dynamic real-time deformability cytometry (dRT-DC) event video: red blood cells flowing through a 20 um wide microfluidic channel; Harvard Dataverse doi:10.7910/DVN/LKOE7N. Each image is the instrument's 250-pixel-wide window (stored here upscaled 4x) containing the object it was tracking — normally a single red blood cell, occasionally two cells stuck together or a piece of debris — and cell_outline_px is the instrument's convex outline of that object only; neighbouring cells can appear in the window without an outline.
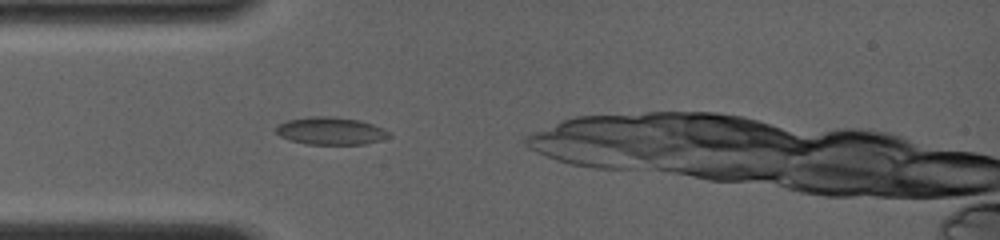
{"species": "common noctule bat (a hibernating species)", "species_latin": "Nyctalus noctula", "temperature_condition": "room temperature", "stored_images_in_passage": 18, "segment_of_instrument_passage": [1, 2], "camera_frame_rate_fps": 4000, "um_per_image_px": 0.085, "animal": {"sex": "female", "body_mass_g": 19.0, "forearm_length_mm": 56.7}, "frame": {"image": 1, "passage_image": 3, "time_ms": 1.25, "image_size_px": [1000, 240], "cell_outline_px": [[392, 136], [380, 140], [364, 144], [308, 144], [292, 140], [280, 136], [276, 132], [276, 128], [280, 124], [288, 120], [312, 116], [332, 116], [360, 120], [384, 128], [392, 132]], "centroid_in_image_um": [28.17, 11.12], "position_along_channel_um": 56.8, "area_um2": 18.09}}
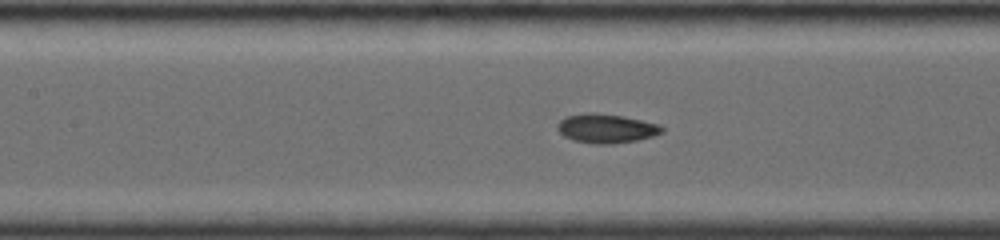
{"frame": {"image": 2, "passage_image": 10, "time_ms": 3.75, "image_size_px": [1000, 240], "cell_outline_px": [[664, 132], [652, 136], [636, 140], [612, 144], [596, 144], [572, 140], [564, 136], [556, 128], [556, 124], [564, 116], [588, 112], [592, 112], [624, 116], [660, 124], [664, 128]], "centroid_in_image_um": [51.51, 10.91], "position_along_channel_um": 155.9, "area_um2": 17.92}}
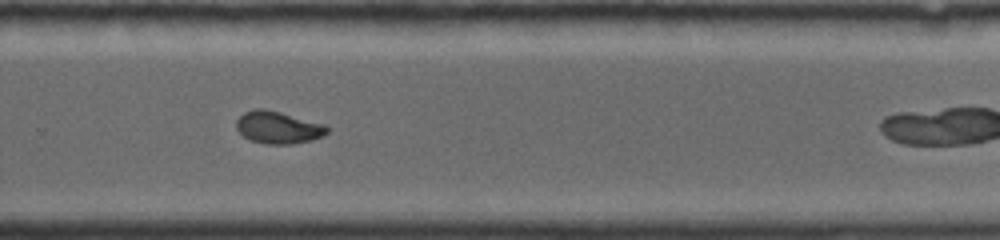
{"frame": {"image": 3, "passage_image": 16, "time_ms": 7.5, "image_size_px": [1000, 240], "cell_outline_px": [[328, 132], [320, 136], [308, 140], [292, 144], [264, 144], [252, 140], [244, 136], [236, 128], [236, 120], [244, 112], [256, 108], [264, 108], [280, 112], [324, 124], [328, 128]], "centroid_in_image_um": [23.6, 10.82], "position_along_channel_um": 306.2, "area_um2": 16.82}}